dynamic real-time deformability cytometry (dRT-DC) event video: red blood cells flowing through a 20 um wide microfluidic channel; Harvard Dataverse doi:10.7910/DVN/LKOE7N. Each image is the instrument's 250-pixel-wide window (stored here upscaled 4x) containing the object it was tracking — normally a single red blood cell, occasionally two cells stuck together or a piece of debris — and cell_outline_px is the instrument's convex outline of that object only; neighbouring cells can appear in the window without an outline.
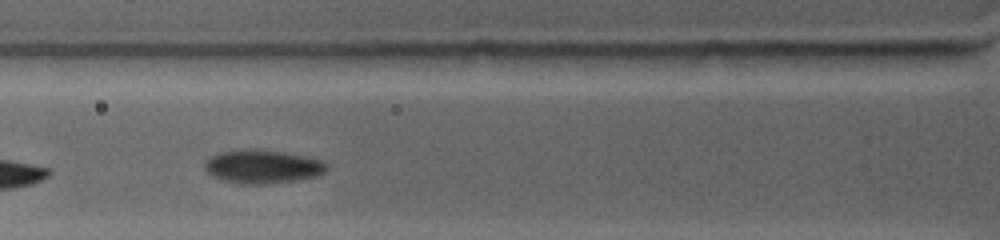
{"species": "common noctule bat (a hibernating species)", "species_latin": "Nyctalus noctula", "temperature_condition": "warm", "stored_images_in_passage": 8, "camera_frame_rate_fps": 4500, "um_per_image_px": 0.085, "animal": {"sex": "female", "body_mass_g": 19.0, "forearm_length_mm": 53.3}, "frame": {"image": 1, "passage_image": 3, "time_ms": 2.444, "image_size_px": [1000, 240], "cell_outline_px": [[328, 168], [324, 172], [316, 176], [292, 180], [264, 184], [240, 184], [224, 180], [212, 176], [204, 168], [204, 160], [208, 156], [216, 152], [240, 148], [256, 148], [284, 152], [308, 156], [324, 160], [328, 164]], "centroid_in_image_um": [22.27, 14.12], "position_along_channel_um": 103.5, "area_um2": 24.39}}
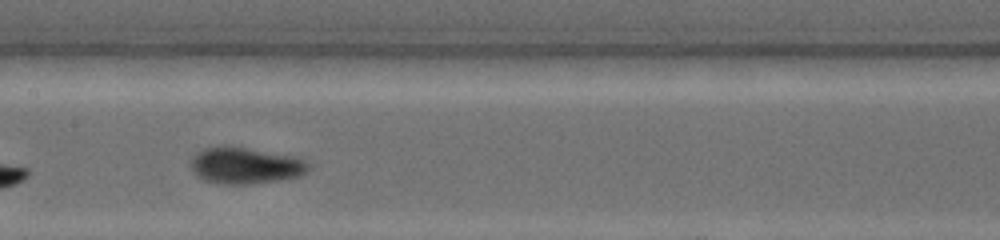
{"frame": {"image": 2, "passage_image": 5, "time_ms": 4.667, "image_size_px": [1000, 240], "cell_outline_px": [[308, 168], [300, 176], [280, 180], [252, 184], [224, 184], [204, 180], [196, 176], [188, 164], [192, 156], [200, 148], [224, 144], [228, 144], [300, 156], [308, 160]], "centroid_in_image_um": [20.82, 14.03], "position_along_channel_um": 186.6, "area_um2": 26.07}}
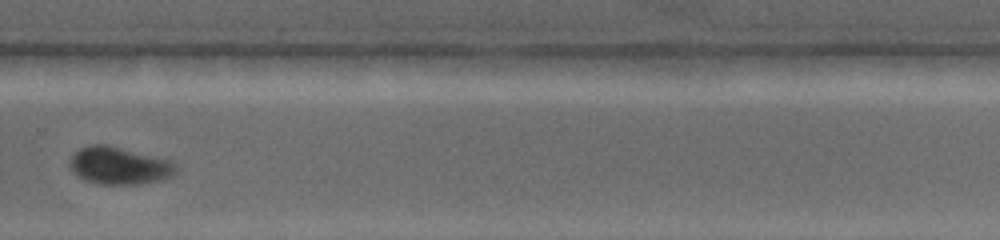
{"frame": {"image": 3, "passage_image": 8, "time_ms": 8.222, "image_size_px": [1000, 240], "cell_outline_px": [[180, 168], [172, 176], [164, 180], [136, 184], [104, 184], [88, 180], [76, 176], [72, 172], [68, 164], [68, 160], [80, 148], [92, 144], [108, 144], [168, 160], [176, 164]], "centroid_in_image_um": [10.13, 14.08], "position_along_channel_um": 319.7, "area_um2": 23.24}}